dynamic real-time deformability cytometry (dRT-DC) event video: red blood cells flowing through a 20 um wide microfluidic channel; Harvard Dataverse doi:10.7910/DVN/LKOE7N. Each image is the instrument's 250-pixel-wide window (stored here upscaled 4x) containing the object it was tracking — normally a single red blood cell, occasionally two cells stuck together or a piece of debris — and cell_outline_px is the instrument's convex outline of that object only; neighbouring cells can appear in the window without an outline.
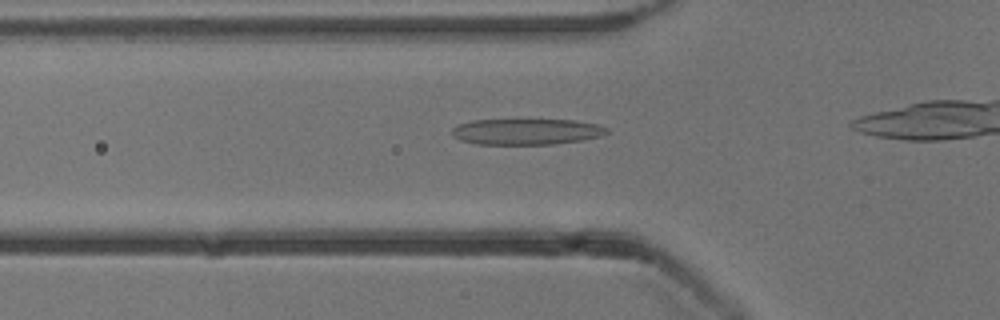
{"species": "common noctule bat (a hibernating species)", "species_latin": "Nyctalus noctula", "temperature_condition": "cold", "stored_images_in_passage": 27, "camera_frame_rate_fps": 3000, "um_per_image_px": 0.085, "animal": {"sex": "male", "body_mass_g": 13.3}, "frame": {"image": 1, "passage_image": 12, "time_ms": 3.667, "image_size_px": [1000, 320], "cell_outline_px": [[608, 132], [600, 136], [580, 140], [552, 144], [476, 144], [460, 140], [452, 136], [452, 128], [456, 124], [472, 120], [576, 120], [596, 124], [608, 128]], "centroid_in_image_um": [44.7, 11.18], "position_along_channel_um": 81.1, "area_um2": 23.41}}
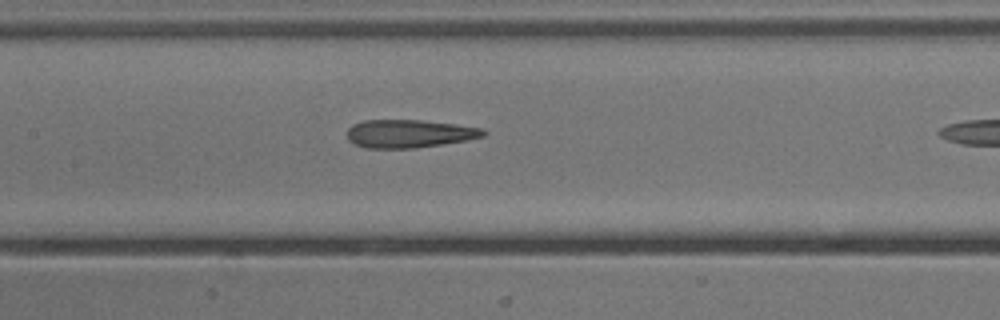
{"frame": {"image": 2, "passage_image": 19, "time_ms": 6.0, "image_size_px": [1000, 320], "cell_outline_px": [[488, 132], [484, 136], [464, 140], [416, 148], [364, 148], [352, 144], [348, 140], [348, 128], [352, 124], [364, 120], [420, 120], [484, 128]], "centroid_in_image_um": [34.73, 11.36], "position_along_channel_um": 172.7, "area_um2": 22.25}}
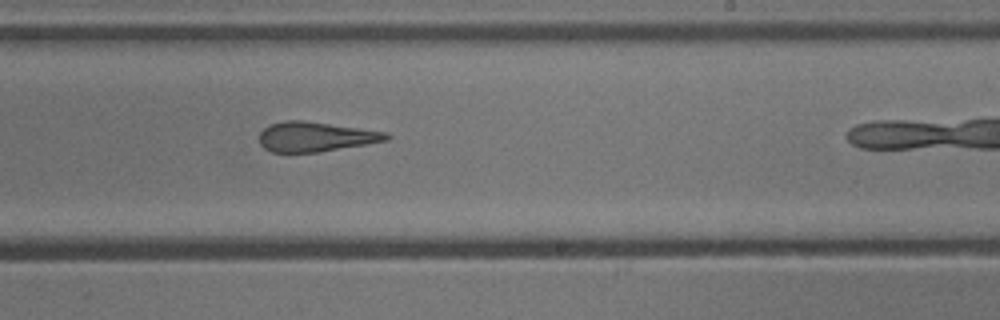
{"frame": {"image": 3, "passage_image": 26, "time_ms": 8.333, "image_size_px": [1000, 320], "cell_outline_px": [[392, 136], [388, 140], [368, 144], [316, 152], [272, 152], [264, 148], [260, 144], [260, 132], [264, 128], [272, 124], [284, 120], [304, 120], [388, 132]], "centroid_in_image_um": [26.85, 11.61], "position_along_channel_um": 262.2, "area_um2": 22.02}}